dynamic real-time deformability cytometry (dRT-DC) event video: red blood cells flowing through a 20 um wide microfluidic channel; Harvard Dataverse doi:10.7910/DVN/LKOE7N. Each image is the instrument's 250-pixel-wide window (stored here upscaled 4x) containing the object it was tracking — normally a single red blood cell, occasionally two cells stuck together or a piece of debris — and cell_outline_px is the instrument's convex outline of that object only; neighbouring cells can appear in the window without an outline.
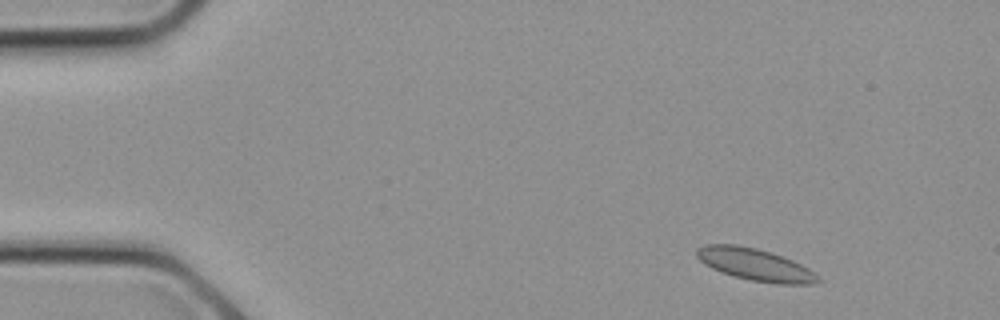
{"species": "common noctule bat (a hibernating species)", "species_latin": "Nyctalus noctula", "temperature_condition": "cold", "stored_images_in_passage": 10, "camera_frame_rate_fps": 3000, "um_per_image_px": 0.085, "animal": {"sex": "female", "body_mass_g": 21.9}, "frame": {"image": 1, "passage_image": 2, "time_ms": 0.333, "image_size_px": [1000, 320], "cell_outline_px": [[820, 280], [812, 284], [776, 284], [752, 280], [720, 272], [704, 264], [696, 256], [696, 248], [704, 244], [732, 244], [756, 248], [772, 252], [792, 260], [808, 268]], "centroid_in_image_um": [64.14, 22.47], "position_along_channel_um": 20.9, "area_um2": 22.48}}
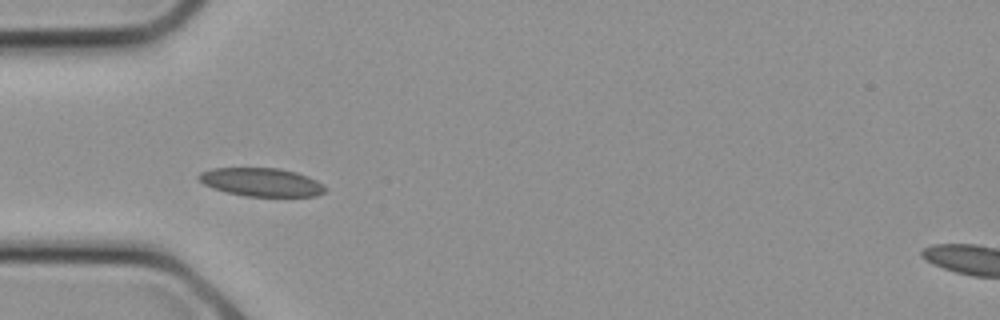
{"frame": {"image": 2, "passage_image": 7, "time_ms": 2.0, "image_size_px": [1000, 320], "cell_outline_px": [[328, 188], [324, 192], [316, 196], [244, 196], [212, 188], [204, 184], [196, 176], [200, 172], [212, 168], [280, 168], [296, 172], [308, 176], [324, 184]], "centroid_in_image_um": [22.23, 15.48], "position_along_channel_um": 62.8, "area_um2": 20.98}}
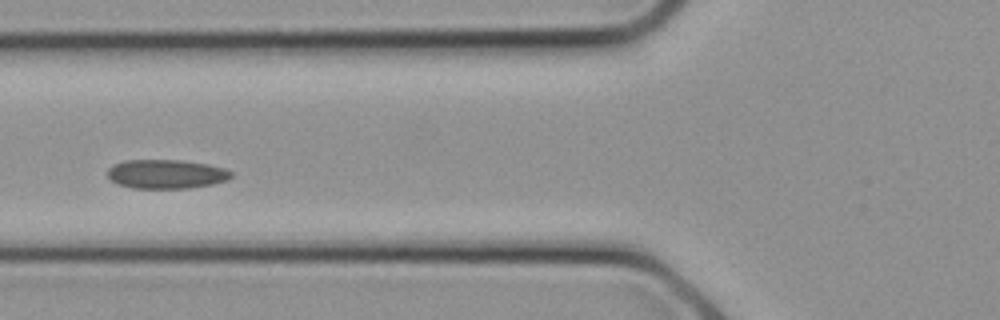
{"frame": {"image": 3, "passage_image": 9, "time_ms": 2.667, "image_size_px": [1000, 320], "cell_outline_px": [[232, 176], [228, 180], [212, 184], [188, 188], [132, 188], [116, 184], [108, 176], [108, 168], [112, 164], [124, 160], [180, 160], [208, 164], [224, 168], [232, 172]], "centroid_in_image_um": [14.11, 14.79], "position_along_channel_um": 111.7, "area_um2": 21.04}}